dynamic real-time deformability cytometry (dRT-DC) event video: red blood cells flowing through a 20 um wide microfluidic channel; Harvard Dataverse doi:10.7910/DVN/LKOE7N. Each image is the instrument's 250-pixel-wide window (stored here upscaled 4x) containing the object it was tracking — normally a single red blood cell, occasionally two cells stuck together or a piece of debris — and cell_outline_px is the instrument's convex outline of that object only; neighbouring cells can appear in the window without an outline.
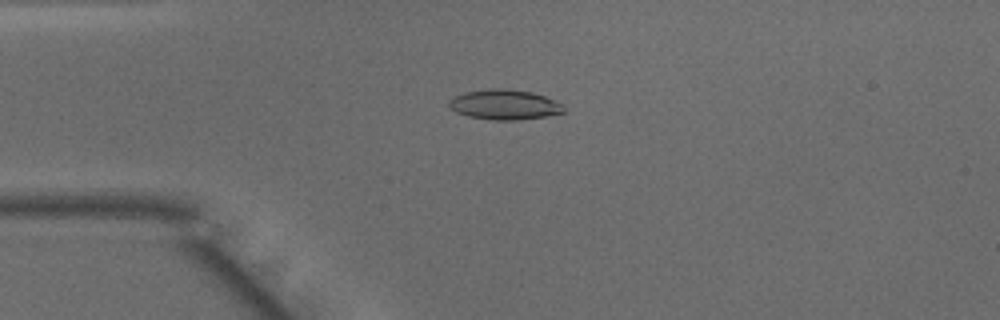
{"species": "common noctule bat (a hibernating species)", "species_latin": "Nyctalus noctula", "temperature_condition": "warm", "stored_images_in_passage": 41, "camera_frame_rate_fps": 3000, "um_per_image_px": 0.085, "animal": {"sex": "male", "body_mass_g": 15.6}, "frame": {"image": 1, "passage_image": 4, "time_ms": 1.0, "image_size_px": [1000, 320], "cell_outline_px": [[564, 112], [548, 116], [516, 120], [488, 120], [468, 116], [456, 112], [448, 104], [448, 100], [464, 92], [488, 88], [504, 88], [532, 92], [544, 96], [564, 104]], "centroid_in_image_um": [42.89, 8.89], "position_along_channel_um": 42.1, "area_um2": 20.23}}
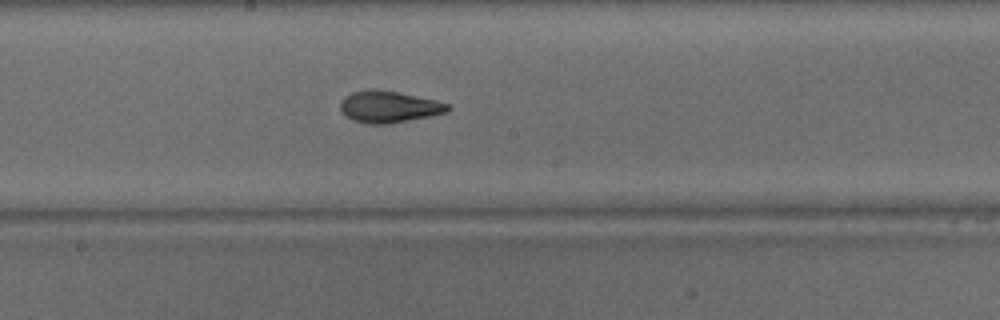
{"frame": {"image": 2, "passage_image": 18, "time_ms": 5.667, "image_size_px": [1000, 320], "cell_outline_px": [[452, 108], [448, 112], [388, 124], [368, 124], [352, 120], [344, 116], [340, 108], [340, 104], [344, 96], [352, 92], [368, 88], [396, 92], [436, 100], [452, 104]], "centroid_in_image_um": [33.04, 9.07], "position_along_channel_um": 215.2, "area_um2": 19.94}}
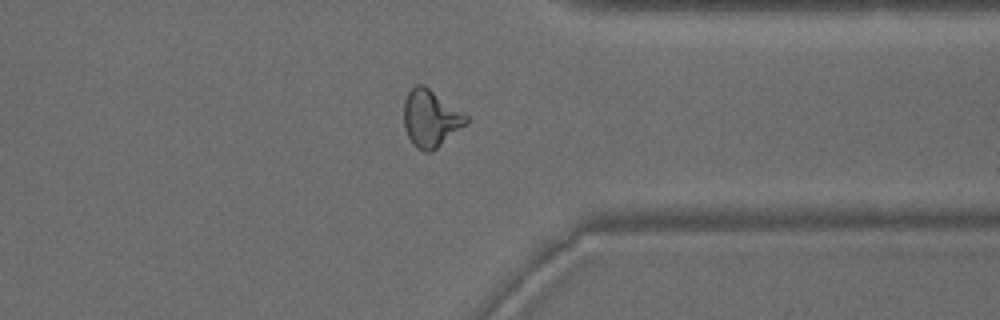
{"frame": {"image": 3, "passage_image": 30, "time_ms": 9.667, "image_size_px": [1000, 320], "cell_outline_px": [[468, 124], [432, 152], [424, 152], [412, 144], [404, 128], [404, 100], [408, 92], [416, 84], [424, 84], [464, 112], [468, 116]], "centroid_in_image_um": [36.62, 10.07], "position_along_channel_um": 374.8, "area_um2": 21.04}, "authors_computed_cell_mechanics": {"area_um2": 19.941, "velocity_mm_per_s": 4.1268, "shape_relaxation_time_tau1_ms": null, "shape_relaxation_time_tau2_ms": 1.735, "deformation_change_tau1": null, "deformation_change_tau2": 0.0886}}